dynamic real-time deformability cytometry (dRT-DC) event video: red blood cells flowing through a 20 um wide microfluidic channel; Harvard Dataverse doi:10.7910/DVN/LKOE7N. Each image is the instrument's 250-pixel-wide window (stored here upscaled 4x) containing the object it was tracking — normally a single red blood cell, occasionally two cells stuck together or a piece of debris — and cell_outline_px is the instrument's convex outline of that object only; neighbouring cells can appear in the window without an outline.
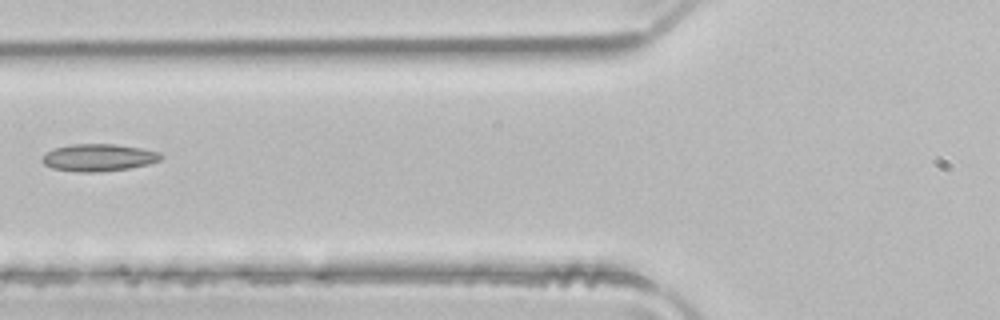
{"species": "common noctule bat (a hibernating species)", "species_latin": "Nyctalus noctula", "temperature_condition": "room temperature", "stored_images_in_passage": 5, "camera_frame_rate_fps": 3000, "um_per_image_px": 0.085, "animal": {"sex": "male", "body_mass_g": 21.5, "forearm_length_mm": 52.0}, "frame": {"image": 1, "passage_image": 5, "time_ms": 1.333, "image_size_px": [1000, 320], "cell_outline_px": [[164, 156], [160, 160], [148, 164], [128, 168], [96, 172], [76, 172], [52, 168], [44, 164], [40, 160], [48, 152], [56, 148], [72, 144], [116, 144], [140, 148], [160, 152]], "centroid_in_image_um": [8.39, 13.39], "position_along_channel_um": 117.4, "area_um2": 18.73}}